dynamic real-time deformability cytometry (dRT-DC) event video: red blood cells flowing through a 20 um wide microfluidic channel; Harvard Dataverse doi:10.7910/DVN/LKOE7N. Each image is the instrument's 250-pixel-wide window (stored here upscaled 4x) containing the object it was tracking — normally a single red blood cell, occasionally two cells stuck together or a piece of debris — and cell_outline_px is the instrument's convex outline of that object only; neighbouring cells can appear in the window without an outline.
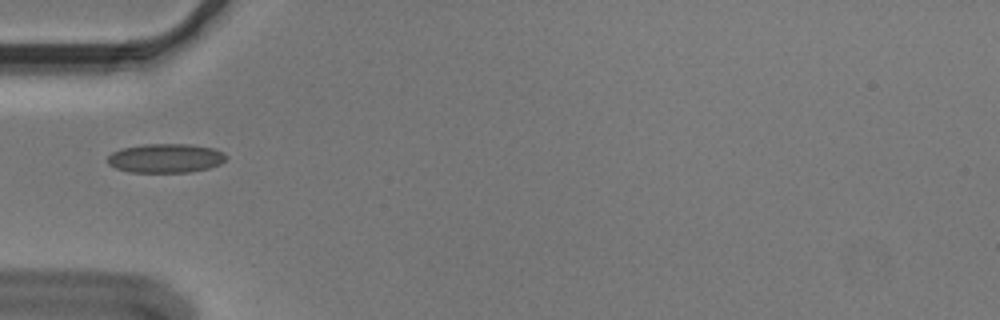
{"species": "Egyptian fruit bat (a non-hibernating species)", "species_latin": "Rousettus aegyptiacus", "temperature_condition": "cold", "stored_images_in_passage": 38, "camera_frame_rate_fps": 3000, "um_per_image_px": 0.085, "animal": {"sex": "male"}, "frame": {"image": 1, "passage_image": 1, "time_ms": 0.0, "image_size_px": [1000, 320], "cell_outline_px": [[228, 156], [220, 164], [208, 168], [188, 172], [128, 172], [116, 168], [108, 164], [108, 156], [112, 152], [120, 148], [144, 144], [188, 144], [212, 148], [224, 152]], "centroid_in_image_um": [14.06, 13.44], "position_along_channel_um": 70.9, "area_um2": 20.11}}
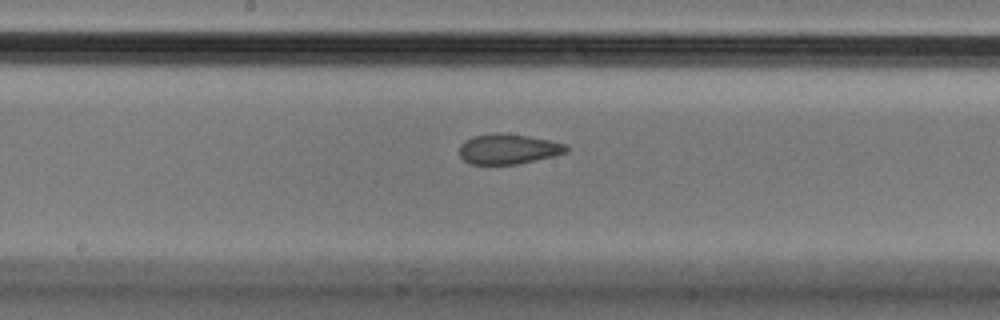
{"frame": {"image": 2, "passage_image": 12, "time_ms": 3.667, "image_size_px": [1000, 320], "cell_outline_px": [[568, 152], [520, 164], [468, 164], [460, 156], [460, 144], [464, 140], [472, 136], [500, 132], [528, 136], [568, 144]], "centroid_in_image_um": [43.19, 12.66], "position_along_channel_um": 205.0, "area_um2": 18.9}}
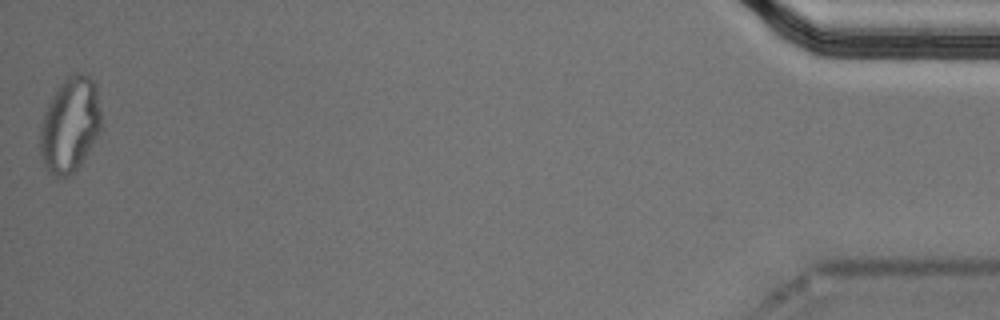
{"frame": {"image": 3, "passage_image": 38, "time_ms": 12.333, "image_size_px": [1000, 320], "cell_outline_px": [[104, 128], [76, 172], [68, 176], [56, 180], [44, 164], [40, 152], [40, 128], [44, 112], [52, 96], [60, 84], [68, 76], [76, 72], [80, 72], [88, 76], [96, 84]], "centroid_in_image_um": [5.99, 10.65], "position_along_channel_um": 429.2, "area_um2": 34.62}, "authors_computed_cell_mechanics": {"area_um2": 19.6809, "velocity_mm_per_s": 3.6215, "shape_relaxation_time_tau1_ms": null, "shape_relaxation_time_tau2_ms": 2.1964, "deformation_change_tau1": null, "deformation_change_tau2": 0.0566}}